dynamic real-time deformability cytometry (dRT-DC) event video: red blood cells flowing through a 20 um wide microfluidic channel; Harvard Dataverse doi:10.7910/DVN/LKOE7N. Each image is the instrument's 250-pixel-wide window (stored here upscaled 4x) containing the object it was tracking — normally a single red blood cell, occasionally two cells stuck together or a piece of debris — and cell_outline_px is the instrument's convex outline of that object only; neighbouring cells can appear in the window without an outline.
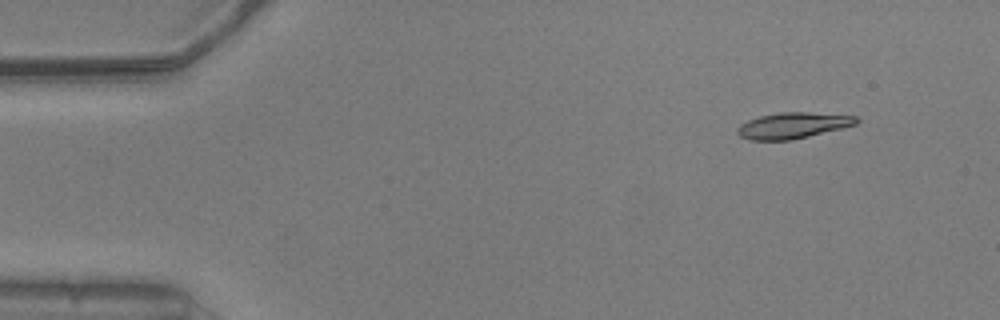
{"species": "common noctule bat (a hibernating species)", "species_latin": "Nyctalus noctula", "temperature_condition": "warm", "stored_images_in_passage": 44, "camera_frame_rate_fps": 3000, "um_per_image_px": 0.085, "animal": {"sex": "male", "body_mass_g": 20.5, "forearm_length_mm": 52.5}, "frame": {"image": 1, "passage_image": 1, "time_ms": 0.0, "image_size_px": [1000, 320], "cell_outline_px": [[860, 120], [856, 124], [792, 140], [748, 140], [740, 136], [736, 132], [736, 128], [740, 124], [748, 120], [760, 116], [780, 112], [808, 112], [856, 116]], "centroid_in_image_um": [67.35, 10.66], "position_along_channel_um": 17.7, "area_um2": 17.92}}
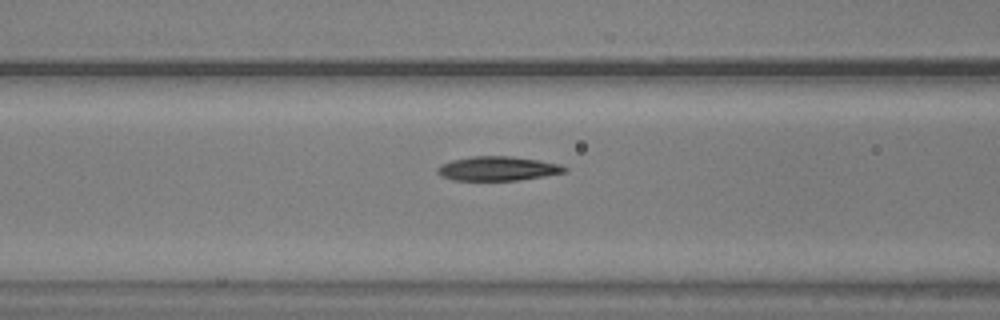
{"frame": {"image": 2, "passage_image": 17, "time_ms": 5.333, "image_size_px": [1000, 320], "cell_outline_px": [[568, 172], [520, 180], [452, 180], [440, 176], [436, 172], [436, 168], [440, 164], [452, 160], [472, 156], [512, 156], [560, 164], [568, 168]], "centroid_in_image_um": [42.29, 14.33], "position_along_channel_um": 124.3, "area_um2": 18.09}}
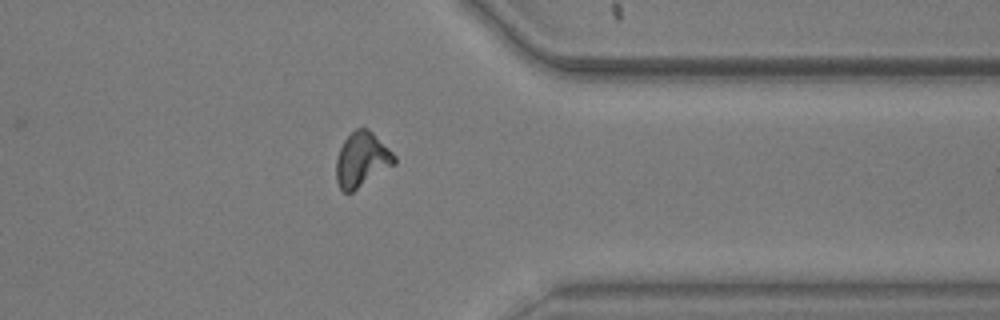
{"frame": {"image": 3, "passage_image": 38, "time_ms": 12.333, "image_size_px": [1000, 320], "cell_outline_px": [[396, 164], [352, 192], [344, 192], [340, 188], [336, 180], [336, 160], [340, 148], [344, 140], [356, 128], [368, 128], [396, 156]], "centroid_in_image_um": [30.75, 13.58], "position_along_channel_um": 380.6, "area_um2": 18.44}, "authors_computed_cell_mechanics": {"area_um2": 18.0625, "velocity_mm_per_s": 3.7805, "shape_relaxation_time_tau1_ms": 11.3296, "shape_relaxation_time_tau2_ms": 3.9655, "deformation_change_tau1": 0.2909, "deformation_change_tau2": 0.1113}}